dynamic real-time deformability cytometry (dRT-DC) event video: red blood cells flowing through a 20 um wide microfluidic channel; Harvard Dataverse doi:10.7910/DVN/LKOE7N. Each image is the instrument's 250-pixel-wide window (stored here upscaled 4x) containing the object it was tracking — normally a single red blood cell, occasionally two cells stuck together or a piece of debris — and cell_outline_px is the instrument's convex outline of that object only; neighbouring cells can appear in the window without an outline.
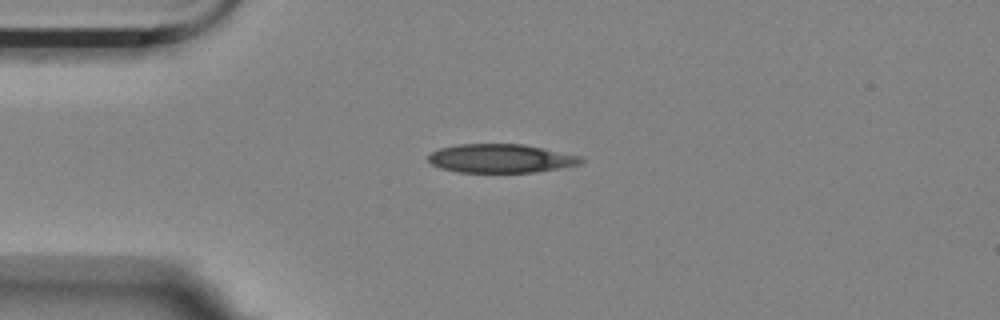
{"species": "Egyptian fruit bat (a non-hibernating species)", "species_latin": "Rousettus aegyptiacus", "temperature_condition": "room temperature", "stored_images_in_passage": 7, "camera_frame_rate_fps": 3000, "um_per_image_px": 0.085, "animal": {"sex": "female"}, "frame": {"image": 1, "passage_image": 1, "time_ms": 0.0, "image_size_px": [1000, 320], "cell_outline_px": [[584, 160], [580, 164], [560, 168], [532, 172], [456, 172], [440, 168], [432, 164], [428, 160], [428, 156], [432, 152], [440, 148], [460, 144], [524, 144], [544, 148], [580, 156]], "centroid_in_image_um": [42.56, 13.46], "position_along_channel_um": 42.4, "area_um2": 25.43}}
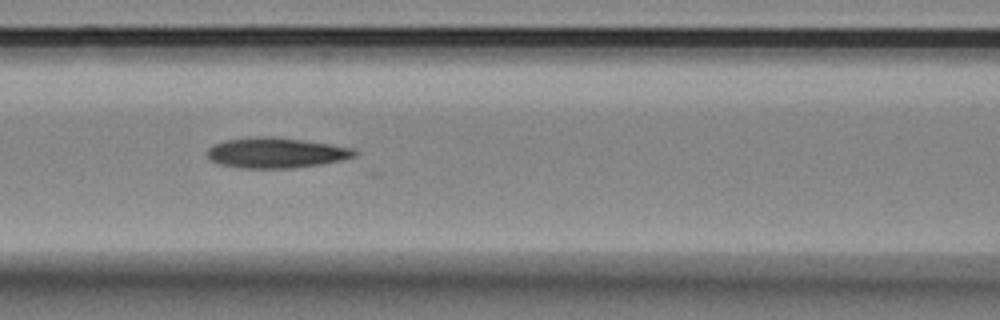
{"frame": {"image": 2, "passage_image": 4, "time_ms": 3.333, "image_size_px": [1000, 320], "cell_outline_px": [[360, 152], [356, 156], [340, 160], [320, 164], [292, 168], [240, 168], [216, 164], [208, 156], [208, 148], [212, 144], [224, 140], [252, 136], [272, 136], [328, 144], [352, 148]], "centroid_in_image_um": [23.41, 12.98], "position_along_channel_um": 143.2, "area_um2": 26.13}}
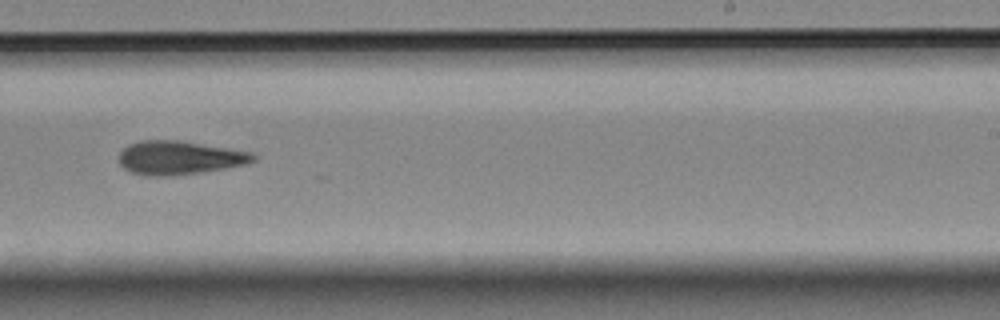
{"frame": {"image": 3, "passage_image": 7, "time_ms": 7.0, "image_size_px": [1000, 320], "cell_outline_px": [[256, 160], [248, 164], [200, 172], [172, 176], [144, 176], [132, 172], [124, 168], [120, 164], [120, 152], [128, 144], [140, 140], [180, 140], [256, 152]], "centroid_in_image_um": [15.29, 13.4], "position_along_channel_um": 273.7, "area_um2": 26.65}}